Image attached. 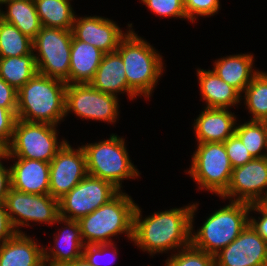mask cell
Masks as SVG:
<instances>
[{
    "mask_svg": "<svg viewBox=\"0 0 267 266\" xmlns=\"http://www.w3.org/2000/svg\"><path fill=\"white\" fill-rule=\"evenodd\" d=\"M192 207L193 204L156 212L142 219L137 205L132 241L151 255L189 246Z\"/></svg>",
    "mask_w": 267,
    "mask_h": 266,
    "instance_id": "cell-1",
    "label": "cell"
},
{
    "mask_svg": "<svg viewBox=\"0 0 267 266\" xmlns=\"http://www.w3.org/2000/svg\"><path fill=\"white\" fill-rule=\"evenodd\" d=\"M63 81L37 73L17 91V119L57 126L65 115Z\"/></svg>",
    "mask_w": 267,
    "mask_h": 266,
    "instance_id": "cell-2",
    "label": "cell"
},
{
    "mask_svg": "<svg viewBox=\"0 0 267 266\" xmlns=\"http://www.w3.org/2000/svg\"><path fill=\"white\" fill-rule=\"evenodd\" d=\"M198 204L191 211L190 244L208 254L215 255L235 240L249 224L250 204L231 201L230 204L212 213L193 233V218Z\"/></svg>",
    "mask_w": 267,
    "mask_h": 266,
    "instance_id": "cell-3",
    "label": "cell"
},
{
    "mask_svg": "<svg viewBox=\"0 0 267 266\" xmlns=\"http://www.w3.org/2000/svg\"><path fill=\"white\" fill-rule=\"evenodd\" d=\"M136 206L128 194L120 191L107 204L79 219L84 244H111V237L121 233L132 241Z\"/></svg>",
    "mask_w": 267,
    "mask_h": 266,
    "instance_id": "cell-4",
    "label": "cell"
},
{
    "mask_svg": "<svg viewBox=\"0 0 267 266\" xmlns=\"http://www.w3.org/2000/svg\"><path fill=\"white\" fill-rule=\"evenodd\" d=\"M131 29L116 52L125 66L128 86L138 95L150 98L163 73L162 56Z\"/></svg>",
    "mask_w": 267,
    "mask_h": 266,
    "instance_id": "cell-5",
    "label": "cell"
},
{
    "mask_svg": "<svg viewBox=\"0 0 267 266\" xmlns=\"http://www.w3.org/2000/svg\"><path fill=\"white\" fill-rule=\"evenodd\" d=\"M82 148L88 175L109 181L120 191L123 180L139 176L122 137L112 134L108 140L85 144Z\"/></svg>",
    "mask_w": 267,
    "mask_h": 266,
    "instance_id": "cell-6",
    "label": "cell"
},
{
    "mask_svg": "<svg viewBox=\"0 0 267 266\" xmlns=\"http://www.w3.org/2000/svg\"><path fill=\"white\" fill-rule=\"evenodd\" d=\"M57 126L16 119L12 139L2 151L6 159L24 158L50 163L67 142H58ZM60 145H59V144Z\"/></svg>",
    "mask_w": 267,
    "mask_h": 266,
    "instance_id": "cell-7",
    "label": "cell"
},
{
    "mask_svg": "<svg viewBox=\"0 0 267 266\" xmlns=\"http://www.w3.org/2000/svg\"><path fill=\"white\" fill-rule=\"evenodd\" d=\"M72 30L42 26L33 39L38 73L69 84ZM37 50V51H36Z\"/></svg>",
    "mask_w": 267,
    "mask_h": 266,
    "instance_id": "cell-8",
    "label": "cell"
},
{
    "mask_svg": "<svg viewBox=\"0 0 267 266\" xmlns=\"http://www.w3.org/2000/svg\"><path fill=\"white\" fill-rule=\"evenodd\" d=\"M192 158L187 173L197 182L199 189L221 196L229 185L233 170L224 142L198 143Z\"/></svg>",
    "mask_w": 267,
    "mask_h": 266,
    "instance_id": "cell-9",
    "label": "cell"
},
{
    "mask_svg": "<svg viewBox=\"0 0 267 266\" xmlns=\"http://www.w3.org/2000/svg\"><path fill=\"white\" fill-rule=\"evenodd\" d=\"M119 192L111 182L87 175L58 200L60 217L78 221L107 204Z\"/></svg>",
    "mask_w": 267,
    "mask_h": 266,
    "instance_id": "cell-10",
    "label": "cell"
},
{
    "mask_svg": "<svg viewBox=\"0 0 267 266\" xmlns=\"http://www.w3.org/2000/svg\"><path fill=\"white\" fill-rule=\"evenodd\" d=\"M4 202L17 233H24L19 228L29 226V221L53 225L60 217L59 201L50 194H30L10 188Z\"/></svg>",
    "mask_w": 267,
    "mask_h": 266,
    "instance_id": "cell-11",
    "label": "cell"
},
{
    "mask_svg": "<svg viewBox=\"0 0 267 266\" xmlns=\"http://www.w3.org/2000/svg\"><path fill=\"white\" fill-rule=\"evenodd\" d=\"M118 97L103 93L89 83L67 84L65 115L74 112L82 119L116 122L119 115Z\"/></svg>",
    "mask_w": 267,
    "mask_h": 266,
    "instance_id": "cell-12",
    "label": "cell"
},
{
    "mask_svg": "<svg viewBox=\"0 0 267 266\" xmlns=\"http://www.w3.org/2000/svg\"><path fill=\"white\" fill-rule=\"evenodd\" d=\"M266 189L267 157L253 158L244 165L233 168L229 185L221 197L249 204L261 203L267 197Z\"/></svg>",
    "mask_w": 267,
    "mask_h": 266,
    "instance_id": "cell-13",
    "label": "cell"
},
{
    "mask_svg": "<svg viewBox=\"0 0 267 266\" xmlns=\"http://www.w3.org/2000/svg\"><path fill=\"white\" fill-rule=\"evenodd\" d=\"M49 194L59 200L88 175L85 152L68 142L50 161Z\"/></svg>",
    "mask_w": 267,
    "mask_h": 266,
    "instance_id": "cell-14",
    "label": "cell"
},
{
    "mask_svg": "<svg viewBox=\"0 0 267 266\" xmlns=\"http://www.w3.org/2000/svg\"><path fill=\"white\" fill-rule=\"evenodd\" d=\"M266 243L260 235L248 226L215 257V266H267Z\"/></svg>",
    "mask_w": 267,
    "mask_h": 266,
    "instance_id": "cell-15",
    "label": "cell"
},
{
    "mask_svg": "<svg viewBox=\"0 0 267 266\" xmlns=\"http://www.w3.org/2000/svg\"><path fill=\"white\" fill-rule=\"evenodd\" d=\"M128 27L129 30L124 33L113 20L108 18L100 16L77 18L75 15L72 34L76 40L93 45L104 53H112L117 50L121 40L132 28V24H128Z\"/></svg>",
    "mask_w": 267,
    "mask_h": 266,
    "instance_id": "cell-16",
    "label": "cell"
},
{
    "mask_svg": "<svg viewBox=\"0 0 267 266\" xmlns=\"http://www.w3.org/2000/svg\"><path fill=\"white\" fill-rule=\"evenodd\" d=\"M11 168V188L30 194H49L48 162L16 158Z\"/></svg>",
    "mask_w": 267,
    "mask_h": 266,
    "instance_id": "cell-17",
    "label": "cell"
},
{
    "mask_svg": "<svg viewBox=\"0 0 267 266\" xmlns=\"http://www.w3.org/2000/svg\"><path fill=\"white\" fill-rule=\"evenodd\" d=\"M236 116L226 108H204L194 122L198 143L225 142L235 134Z\"/></svg>",
    "mask_w": 267,
    "mask_h": 266,
    "instance_id": "cell-18",
    "label": "cell"
},
{
    "mask_svg": "<svg viewBox=\"0 0 267 266\" xmlns=\"http://www.w3.org/2000/svg\"><path fill=\"white\" fill-rule=\"evenodd\" d=\"M89 84L103 93L116 97L118 92H126L131 100L138 96L128 86L124 63L116 51L104 53L101 63Z\"/></svg>",
    "mask_w": 267,
    "mask_h": 266,
    "instance_id": "cell-19",
    "label": "cell"
},
{
    "mask_svg": "<svg viewBox=\"0 0 267 266\" xmlns=\"http://www.w3.org/2000/svg\"><path fill=\"white\" fill-rule=\"evenodd\" d=\"M57 222L65 223L66 227L55 235L54 249L49 247L47 250L43 247V258L49 264H67L82 257L85 244L78 221L59 217Z\"/></svg>",
    "mask_w": 267,
    "mask_h": 266,
    "instance_id": "cell-20",
    "label": "cell"
},
{
    "mask_svg": "<svg viewBox=\"0 0 267 266\" xmlns=\"http://www.w3.org/2000/svg\"><path fill=\"white\" fill-rule=\"evenodd\" d=\"M43 260V247L25 233L0 245V266H38Z\"/></svg>",
    "mask_w": 267,
    "mask_h": 266,
    "instance_id": "cell-21",
    "label": "cell"
},
{
    "mask_svg": "<svg viewBox=\"0 0 267 266\" xmlns=\"http://www.w3.org/2000/svg\"><path fill=\"white\" fill-rule=\"evenodd\" d=\"M104 52L72 37L69 84L89 83L101 63Z\"/></svg>",
    "mask_w": 267,
    "mask_h": 266,
    "instance_id": "cell-22",
    "label": "cell"
},
{
    "mask_svg": "<svg viewBox=\"0 0 267 266\" xmlns=\"http://www.w3.org/2000/svg\"><path fill=\"white\" fill-rule=\"evenodd\" d=\"M200 93L206 100L205 108H226L237 105L241 94L231 85L227 84L212 70L197 69ZM241 97V98H240Z\"/></svg>",
    "mask_w": 267,
    "mask_h": 266,
    "instance_id": "cell-23",
    "label": "cell"
},
{
    "mask_svg": "<svg viewBox=\"0 0 267 266\" xmlns=\"http://www.w3.org/2000/svg\"><path fill=\"white\" fill-rule=\"evenodd\" d=\"M252 54L230 55L214 62L213 72L234 87L240 94L250 84L252 78L259 72L253 68Z\"/></svg>",
    "mask_w": 267,
    "mask_h": 266,
    "instance_id": "cell-24",
    "label": "cell"
},
{
    "mask_svg": "<svg viewBox=\"0 0 267 266\" xmlns=\"http://www.w3.org/2000/svg\"><path fill=\"white\" fill-rule=\"evenodd\" d=\"M2 4L8 9L6 13L0 10V18L34 39L42 27L34 0H3Z\"/></svg>",
    "mask_w": 267,
    "mask_h": 266,
    "instance_id": "cell-25",
    "label": "cell"
},
{
    "mask_svg": "<svg viewBox=\"0 0 267 266\" xmlns=\"http://www.w3.org/2000/svg\"><path fill=\"white\" fill-rule=\"evenodd\" d=\"M42 26L72 30L75 13L70 0H34Z\"/></svg>",
    "mask_w": 267,
    "mask_h": 266,
    "instance_id": "cell-26",
    "label": "cell"
},
{
    "mask_svg": "<svg viewBox=\"0 0 267 266\" xmlns=\"http://www.w3.org/2000/svg\"><path fill=\"white\" fill-rule=\"evenodd\" d=\"M38 73L34 52L0 58V77L17 91Z\"/></svg>",
    "mask_w": 267,
    "mask_h": 266,
    "instance_id": "cell-27",
    "label": "cell"
},
{
    "mask_svg": "<svg viewBox=\"0 0 267 266\" xmlns=\"http://www.w3.org/2000/svg\"><path fill=\"white\" fill-rule=\"evenodd\" d=\"M32 52L33 39L0 18V58L24 56Z\"/></svg>",
    "mask_w": 267,
    "mask_h": 266,
    "instance_id": "cell-28",
    "label": "cell"
},
{
    "mask_svg": "<svg viewBox=\"0 0 267 266\" xmlns=\"http://www.w3.org/2000/svg\"><path fill=\"white\" fill-rule=\"evenodd\" d=\"M243 93L251 121L267 122V73L259 71Z\"/></svg>",
    "mask_w": 267,
    "mask_h": 266,
    "instance_id": "cell-29",
    "label": "cell"
},
{
    "mask_svg": "<svg viewBox=\"0 0 267 266\" xmlns=\"http://www.w3.org/2000/svg\"><path fill=\"white\" fill-rule=\"evenodd\" d=\"M235 134L241 139L253 158L267 157V122L248 121L236 126Z\"/></svg>",
    "mask_w": 267,
    "mask_h": 266,
    "instance_id": "cell-30",
    "label": "cell"
},
{
    "mask_svg": "<svg viewBox=\"0 0 267 266\" xmlns=\"http://www.w3.org/2000/svg\"><path fill=\"white\" fill-rule=\"evenodd\" d=\"M165 266H215V257L190 244L172 254L166 260Z\"/></svg>",
    "mask_w": 267,
    "mask_h": 266,
    "instance_id": "cell-31",
    "label": "cell"
},
{
    "mask_svg": "<svg viewBox=\"0 0 267 266\" xmlns=\"http://www.w3.org/2000/svg\"><path fill=\"white\" fill-rule=\"evenodd\" d=\"M153 13L163 17L187 19L183 0H141Z\"/></svg>",
    "mask_w": 267,
    "mask_h": 266,
    "instance_id": "cell-32",
    "label": "cell"
},
{
    "mask_svg": "<svg viewBox=\"0 0 267 266\" xmlns=\"http://www.w3.org/2000/svg\"><path fill=\"white\" fill-rule=\"evenodd\" d=\"M187 20L194 23L197 15L213 16L220 8L219 0H183Z\"/></svg>",
    "mask_w": 267,
    "mask_h": 266,
    "instance_id": "cell-33",
    "label": "cell"
},
{
    "mask_svg": "<svg viewBox=\"0 0 267 266\" xmlns=\"http://www.w3.org/2000/svg\"><path fill=\"white\" fill-rule=\"evenodd\" d=\"M224 146L233 168L242 166L253 159L241 139L236 135H232L225 142Z\"/></svg>",
    "mask_w": 267,
    "mask_h": 266,
    "instance_id": "cell-34",
    "label": "cell"
},
{
    "mask_svg": "<svg viewBox=\"0 0 267 266\" xmlns=\"http://www.w3.org/2000/svg\"><path fill=\"white\" fill-rule=\"evenodd\" d=\"M17 110H8L0 106V149H4L9 145L13 129L16 122Z\"/></svg>",
    "mask_w": 267,
    "mask_h": 266,
    "instance_id": "cell-35",
    "label": "cell"
},
{
    "mask_svg": "<svg viewBox=\"0 0 267 266\" xmlns=\"http://www.w3.org/2000/svg\"><path fill=\"white\" fill-rule=\"evenodd\" d=\"M112 246V247H110ZM112 249V259L116 258V254L118 251L115 247L114 242L113 243H104V244H95V245H85L83 248V254L82 256L92 265V266H101L99 264V258L100 256H103L107 254L106 252H109L108 250ZM111 259V260H112ZM114 262V260H112ZM112 261L109 262L112 263Z\"/></svg>",
    "mask_w": 267,
    "mask_h": 266,
    "instance_id": "cell-36",
    "label": "cell"
},
{
    "mask_svg": "<svg viewBox=\"0 0 267 266\" xmlns=\"http://www.w3.org/2000/svg\"><path fill=\"white\" fill-rule=\"evenodd\" d=\"M249 211H256L262 214V217H258V220L253 217L249 218V224L258 235L267 241V209L261 203H252Z\"/></svg>",
    "mask_w": 267,
    "mask_h": 266,
    "instance_id": "cell-37",
    "label": "cell"
},
{
    "mask_svg": "<svg viewBox=\"0 0 267 266\" xmlns=\"http://www.w3.org/2000/svg\"><path fill=\"white\" fill-rule=\"evenodd\" d=\"M0 106L17 110V90L0 77Z\"/></svg>",
    "mask_w": 267,
    "mask_h": 266,
    "instance_id": "cell-38",
    "label": "cell"
},
{
    "mask_svg": "<svg viewBox=\"0 0 267 266\" xmlns=\"http://www.w3.org/2000/svg\"><path fill=\"white\" fill-rule=\"evenodd\" d=\"M16 233L9 219L5 202L0 201V245L12 238Z\"/></svg>",
    "mask_w": 267,
    "mask_h": 266,
    "instance_id": "cell-39",
    "label": "cell"
},
{
    "mask_svg": "<svg viewBox=\"0 0 267 266\" xmlns=\"http://www.w3.org/2000/svg\"><path fill=\"white\" fill-rule=\"evenodd\" d=\"M1 159H5V154L0 153V201L4 202L11 188V168L5 167Z\"/></svg>",
    "mask_w": 267,
    "mask_h": 266,
    "instance_id": "cell-40",
    "label": "cell"
},
{
    "mask_svg": "<svg viewBox=\"0 0 267 266\" xmlns=\"http://www.w3.org/2000/svg\"><path fill=\"white\" fill-rule=\"evenodd\" d=\"M68 264L70 266H92L83 256Z\"/></svg>",
    "mask_w": 267,
    "mask_h": 266,
    "instance_id": "cell-41",
    "label": "cell"
},
{
    "mask_svg": "<svg viewBox=\"0 0 267 266\" xmlns=\"http://www.w3.org/2000/svg\"><path fill=\"white\" fill-rule=\"evenodd\" d=\"M38 266H49V263L43 260Z\"/></svg>",
    "mask_w": 267,
    "mask_h": 266,
    "instance_id": "cell-42",
    "label": "cell"
},
{
    "mask_svg": "<svg viewBox=\"0 0 267 266\" xmlns=\"http://www.w3.org/2000/svg\"><path fill=\"white\" fill-rule=\"evenodd\" d=\"M261 204L267 209V197L261 202Z\"/></svg>",
    "mask_w": 267,
    "mask_h": 266,
    "instance_id": "cell-43",
    "label": "cell"
},
{
    "mask_svg": "<svg viewBox=\"0 0 267 266\" xmlns=\"http://www.w3.org/2000/svg\"><path fill=\"white\" fill-rule=\"evenodd\" d=\"M49 266H70V265L67 263V264H49Z\"/></svg>",
    "mask_w": 267,
    "mask_h": 266,
    "instance_id": "cell-44",
    "label": "cell"
}]
</instances>
